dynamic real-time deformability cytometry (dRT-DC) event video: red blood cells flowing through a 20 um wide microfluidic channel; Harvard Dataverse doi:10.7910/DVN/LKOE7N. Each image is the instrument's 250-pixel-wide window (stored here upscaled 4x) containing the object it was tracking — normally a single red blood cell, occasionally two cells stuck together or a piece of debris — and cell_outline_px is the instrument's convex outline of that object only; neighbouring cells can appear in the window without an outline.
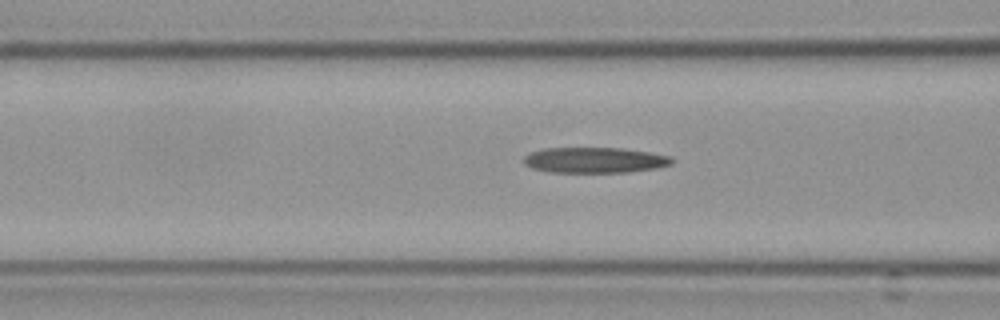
{"species": "Egyptian fruit bat (a non-hibernating species)", "species_latin": "Rousettus aegyptiacus", "temperature_condition": "cold", "stored_images_in_passage": 35, "camera_frame_rate_fps": 3000, "um_per_image_px": 0.085, "frame": {"image": 1, "passage_image": 19, "time_ms": 6.0, "image_size_px": [1000, 320], "cell_outline_px": [[676, 160], [672, 164], [656, 168], [628, 172], [548, 172], [532, 168], [524, 164], [524, 156], [532, 152], [544, 148], [624, 148], [672, 156]], "centroid_in_image_um": [50.58, 13.61], "position_along_channel_um": 116.0, "area_um2": 22.2}}
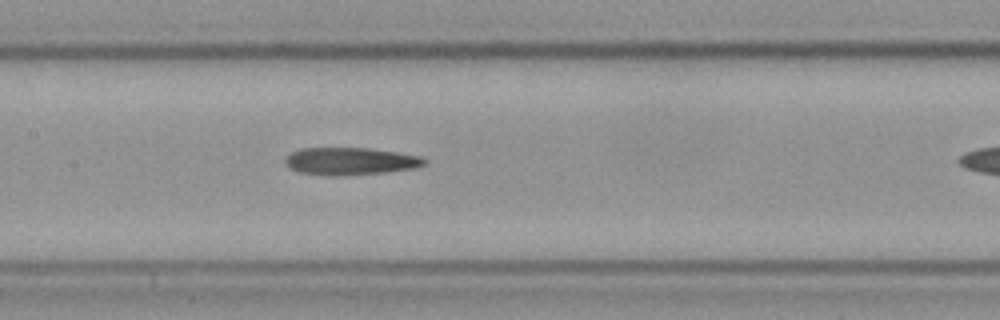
{"frame": {"image": 2, "passage_image": 24, "time_ms": 7.667, "image_size_px": [1000, 320], "cell_outline_px": [[428, 160], [424, 164], [416, 168], [384, 172], [332, 176], [328, 176], [296, 172], [288, 168], [284, 164], [284, 160], [292, 152], [300, 148], [368, 148], [396, 152], [420, 156]], "centroid_in_image_um": [29.73, 13.7], "position_along_channel_um": 177.7, "area_um2": 22.31}}
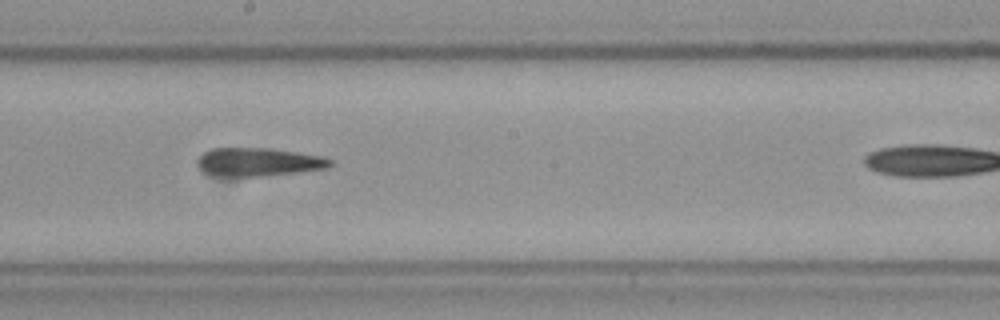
{"frame": {"image": 3, "passage_image": 28, "time_ms": 9.0, "image_size_px": [1000, 320], "cell_outline_px": [[332, 164], [328, 168], [296, 172], [260, 176], [212, 176], [204, 172], [196, 164], [196, 160], [204, 152], [212, 148], [268, 148], [296, 152], [320, 156], [332, 160]], "centroid_in_image_um": [21.91, 13.77], "position_along_channel_um": 226.3, "area_um2": 21.85}}